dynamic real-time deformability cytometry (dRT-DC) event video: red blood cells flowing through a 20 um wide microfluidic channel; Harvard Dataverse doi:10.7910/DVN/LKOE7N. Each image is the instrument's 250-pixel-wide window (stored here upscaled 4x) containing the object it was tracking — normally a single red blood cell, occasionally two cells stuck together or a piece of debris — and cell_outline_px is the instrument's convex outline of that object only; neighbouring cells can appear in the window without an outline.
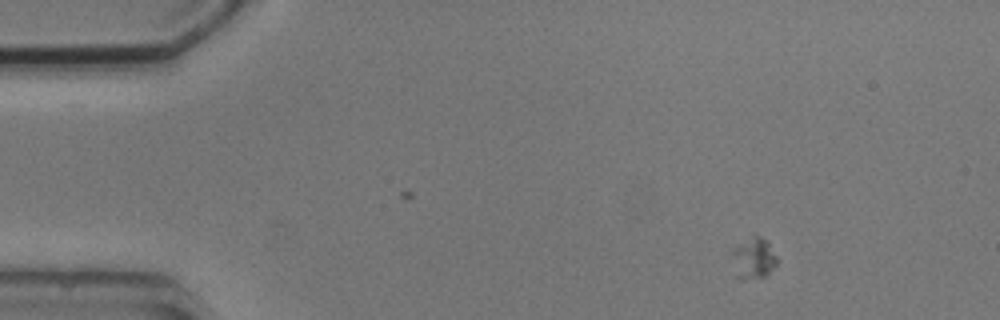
{"species": "common noctule bat (a hibernating species)", "species_latin": "Nyctalus noctula", "temperature_condition": "cold", "stored_images_in_passage": 3, "camera_frame_rate_fps": 3000, "um_per_image_px": 0.085, "animal": {"sex": "male", "body_mass_g": 20.5, "forearm_length_mm": 52.5}, "frame": {"image": 1, "passage_image": 1, "time_ms": 0.0, "image_size_px": [1000, 320], "cell_outline_px": [[776, 264], [764, 276], [740, 280], [736, 280], [732, 252], [732, 248], [756, 236], [760, 236], [768, 244], [776, 256]], "centroid_in_image_um": [64.0, 22.0], "position_along_channel_um": 21.0, "area_um2": 10.29}}